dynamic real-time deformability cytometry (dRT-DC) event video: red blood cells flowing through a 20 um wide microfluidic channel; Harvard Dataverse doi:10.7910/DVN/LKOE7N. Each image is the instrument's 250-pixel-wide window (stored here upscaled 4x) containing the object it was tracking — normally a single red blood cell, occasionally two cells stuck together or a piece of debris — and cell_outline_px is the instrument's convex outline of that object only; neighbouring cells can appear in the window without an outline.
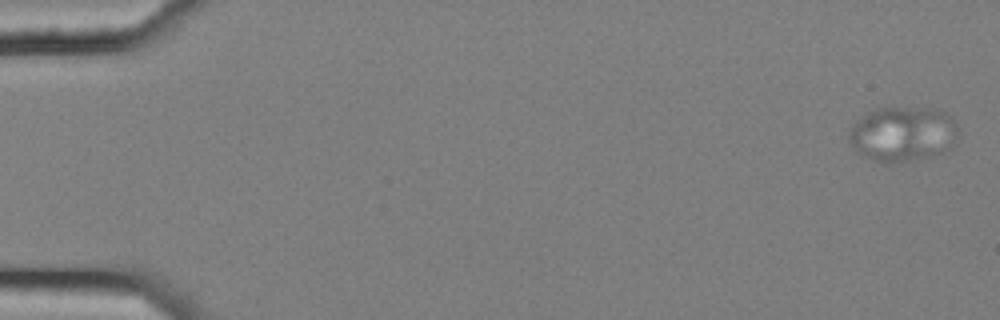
{"species": "common noctule bat (a hibernating species)", "species_latin": "Nyctalus noctula", "temperature_condition": "cold", "stored_images_in_passage": 5, "camera_frame_rate_fps": 3000, "um_per_image_px": 0.085, "animal": {"sex": "female", "body_mass_g": 25.1}, "frame": {"image": 1, "passage_image": 1, "time_ms": 0.0, "image_size_px": [1000, 320], "cell_outline_px": [[960, 132], [956, 144], [944, 152], [928, 156], [888, 164], [876, 160], [860, 152], [848, 140], [848, 132], [852, 124], [860, 116], [876, 108], [928, 108], [944, 112], [952, 116]], "centroid_in_image_um": [76.78, 11.36], "position_along_channel_um": 8.2, "area_um2": 34.97}}
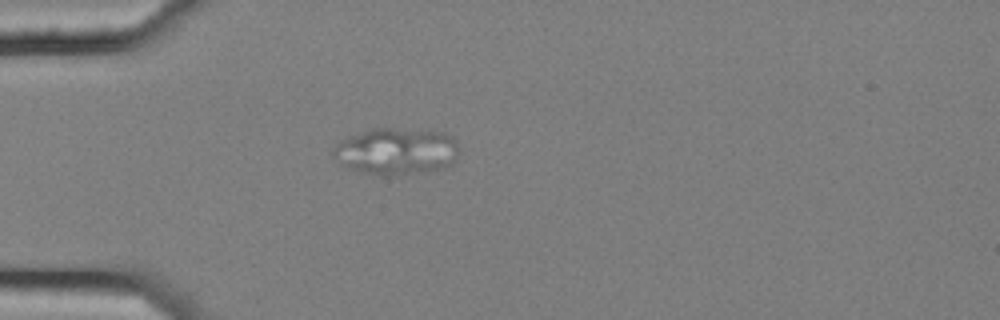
{"frame": {"image": 2, "passage_image": 5, "time_ms": 1.333, "image_size_px": [1000, 320], "cell_outline_px": [[460, 148], [456, 160], [452, 164], [444, 168], [388, 176], [380, 176], [352, 168], [340, 164], [332, 156], [332, 148], [340, 140], [372, 128], [392, 128], [444, 132], [452, 136], [456, 140]], "centroid_in_image_um": [33.71, 12.85], "position_along_channel_um": 51.3, "area_um2": 34.39}}